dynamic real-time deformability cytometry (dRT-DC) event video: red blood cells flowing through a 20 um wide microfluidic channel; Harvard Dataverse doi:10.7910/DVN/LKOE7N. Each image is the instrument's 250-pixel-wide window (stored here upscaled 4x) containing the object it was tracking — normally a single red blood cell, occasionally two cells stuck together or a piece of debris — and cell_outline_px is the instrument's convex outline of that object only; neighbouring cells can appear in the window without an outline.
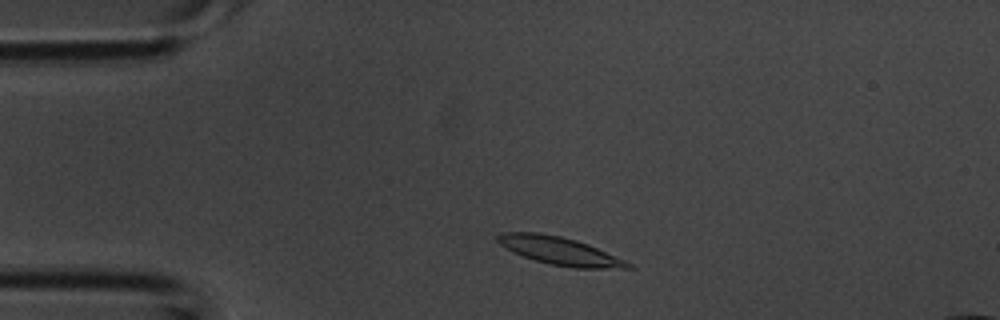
{"species": "common noctule bat (a hibernating species)", "species_latin": "Nyctalus noctula", "temperature_condition": "room temperature", "stored_images_in_passage": 37, "camera_frame_rate_fps": 3000, "um_per_image_px": 0.085, "animal": {"sex": "male", "body_mass_g": 20.1, "forearm_length_mm": 53.5}, "frame": {"image": 1, "passage_image": 4, "time_ms": 1.0, "image_size_px": [1000, 320], "cell_outline_px": [[636, 268], [572, 268], [548, 264], [512, 252], [500, 244], [496, 240], [496, 236], [500, 232], [540, 232], [560, 236], [576, 240], [588, 244], [624, 260], [632, 264]], "centroid_in_image_um": [47.54, 21.32], "position_along_channel_um": 37.5, "area_um2": 21.15}}
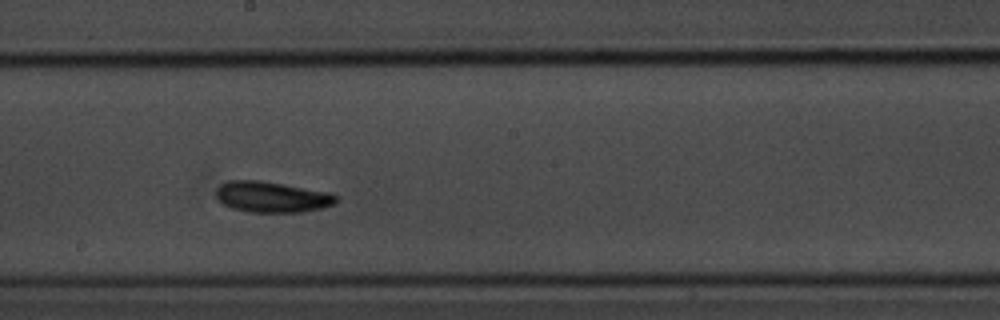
{"frame": {"image": 2, "passage_image": 18, "time_ms": 5.667, "image_size_px": [1000, 320], "cell_outline_px": [[340, 196], [332, 204], [324, 208], [304, 212], [248, 212], [232, 208], [224, 204], [216, 196], [216, 188], [220, 184], [228, 180], [260, 180], [332, 192]], "centroid_in_image_um": [23.14, 16.73], "position_along_channel_um": 225.1, "area_um2": 21.85}}
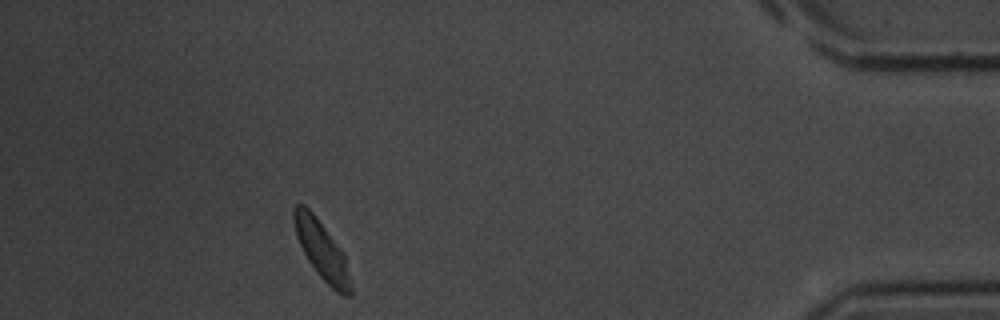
{"frame": {"image": 3, "passage_image": 33, "time_ms": 10.667, "image_size_px": [1000, 320], "cell_outline_px": [[352, 296], [344, 296], [336, 292], [316, 272], [308, 260], [296, 236], [292, 216], [292, 212], [296, 204], [304, 204], [312, 212], [344, 252], [352, 288]], "centroid_in_image_um": [27.36, 21.28], "position_along_channel_um": 407.8, "area_um2": 19.19}}